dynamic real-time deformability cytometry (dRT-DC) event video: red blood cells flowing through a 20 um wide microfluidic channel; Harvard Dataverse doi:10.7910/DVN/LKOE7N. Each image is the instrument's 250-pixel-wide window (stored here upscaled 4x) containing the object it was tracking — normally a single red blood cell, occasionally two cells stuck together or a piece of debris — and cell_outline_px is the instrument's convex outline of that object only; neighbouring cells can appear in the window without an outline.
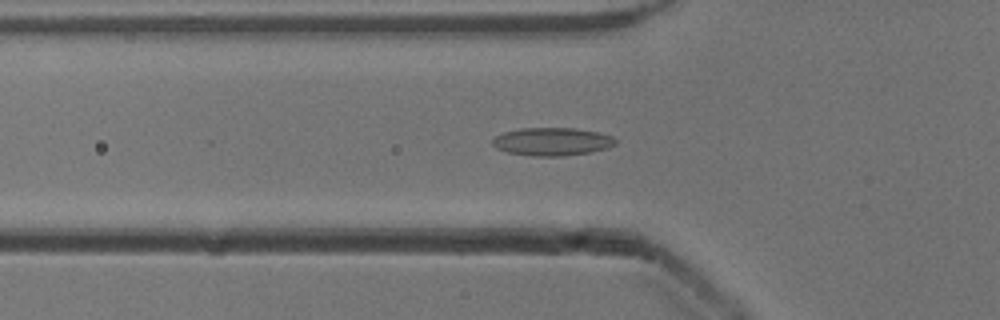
{"species": "common noctule bat (a hibernating species)", "species_latin": "Nyctalus noctula", "temperature_condition": "cold", "stored_images_in_passage": 52, "camera_frame_rate_fps": 3000, "um_per_image_px": 0.085, "animal": {"sex": "male", "body_mass_g": 13.3}, "frame": {"image": 1, "passage_image": 17, "time_ms": 5.333, "image_size_px": [1000, 320], "cell_outline_px": [[616, 144], [608, 148], [588, 152], [560, 156], [532, 156], [508, 152], [496, 148], [492, 144], [492, 140], [496, 136], [504, 132], [520, 128], [576, 128], [596, 132], [612, 136], [616, 140]], "centroid_in_image_um": [46.91, 12.03], "position_along_channel_um": 78.9, "area_um2": 19.94}}
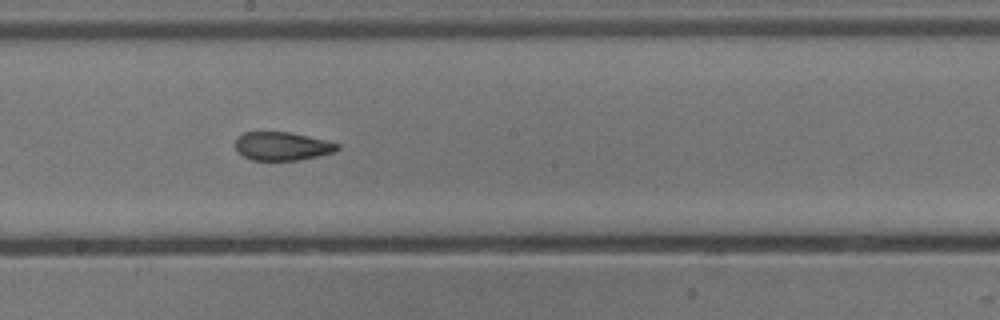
{"frame": {"image": 2, "passage_image": 28, "time_ms": 9.0, "image_size_px": [1000, 320], "cell_outline_px": [[340, 148], [332, 152], [316, 156], [296, 160], [252, 160], [236, 152], [236, 136], [244, 132], [288, 132], [308, 136], [340, 144]], "centroid_in_image_um": [23.93, 12.42], "position_along_channel_um": 224.3, "area_um2": 16.76}}
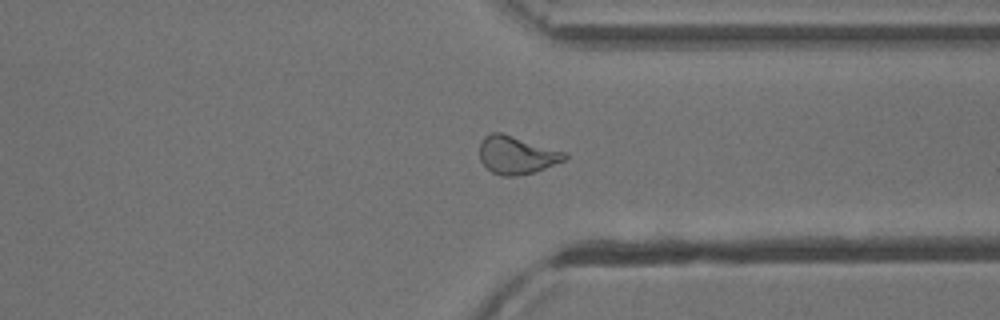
{"frame": {"image": 3, "passage_image": 39, "time_ms": 12.667, "image_size_px": [1000, 320], "cell_outline_px": [[568, 156], [564, 160], [536, 172], [516, 176], [500, 176], [492, 172], [480, 160], [480, 140], [484, 136], [492, 132], [500, 132], [568, 152]], "centroid_in_image_um": [43.92, 13.17], "position_along_channel_um": 367.5, "area_um2": 18.96}, "authors_computed_cell_mechanics": {"area_um2": 19.0451, "velocity_mm_per_s": 3.9291, "shape_relaxation_time_tau1_ms": null, "shape_relaxation_time_tau2_ms": 1.6974, "deformation_change_tau1": null, "deformation_change_tau2": 0.0807}}